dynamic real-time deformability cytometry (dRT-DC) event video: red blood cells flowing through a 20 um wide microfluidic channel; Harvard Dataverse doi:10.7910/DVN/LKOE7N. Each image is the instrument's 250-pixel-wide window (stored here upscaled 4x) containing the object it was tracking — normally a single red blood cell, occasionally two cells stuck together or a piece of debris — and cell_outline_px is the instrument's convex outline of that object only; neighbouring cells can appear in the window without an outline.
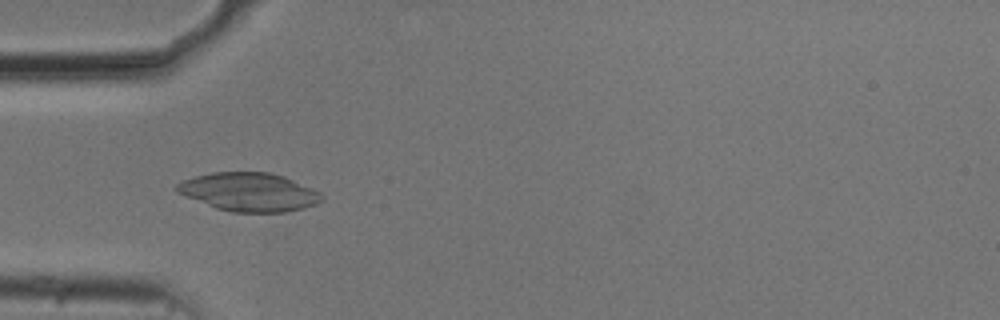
{"species": "common noctule bat (a hibernating species)", "species_latin": "Nyctalus noctula", "temperature_condition": "cold", "stored_images_in_passage": 53, "camera_frame_rate_fps": 3000, "um_per_image_px": 0.085, "animal": {"sex": "male", "body_mass_g": 20.5, "forearm_length_mm": 52.5}, "frame": {"image": 1, "passage_image": 16, "time_ms": 5.0, "image_size_px": [1000, 320], "cell_outline_px": [[324, 200], [316, 204], [304, 208], [284, 212], [232, 212], [216, 208], [184, 196], [176, 192], [176, 184], [184, 180], [196, 176], [212, 172], [268, 172], [284, 176], [312, 188], [320, 192], [324, 196]], "centroid_in_image_um": [21.19, 16.32], "position_along_channel_um": 63.8, "area_um2": 32.54}}
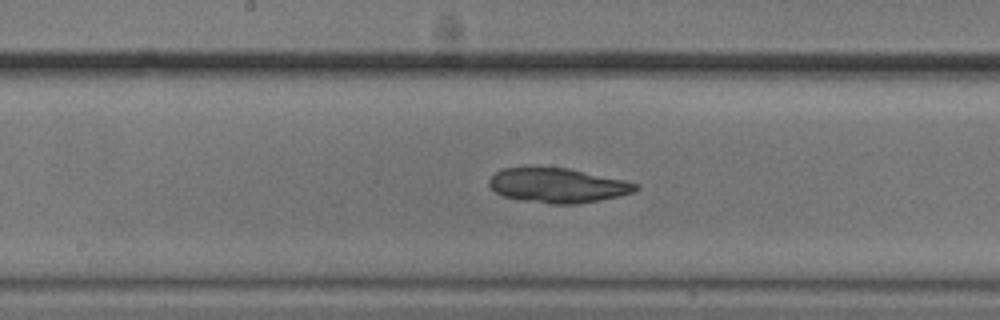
{"frame": {"image": 2, "passage_image": 27, "time_ms": 8.667, "image_size_px": [1000, 320], "cell_outline_px": [[640, 188], [632, 192], [600, 200], [576, 204], [552, 204], [520, 200], [504, 196], [496, 192], [488, 184], [488, 180], [496, 172], [504, 168], [568, 168], [624, 180], [640, 184]], "centroid_in_image_um": [47.41, 15.77], "position_along_channel_um": 200.8, "area_um2": 29.25}}
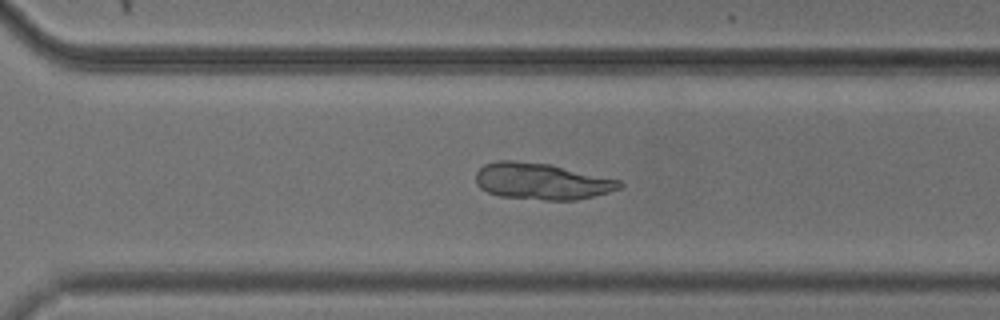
{"frame": {"image": 3, "passage_image": 37, "time_ms": 12.0, "image_size_px": [1000, 320], "cell_outline_px": [[624, 184], [620, 188], [608, 192], [576, 200], [544, 200], [500, 196], [488, 192], [480, 188], [476, 184], [476, 172], [484, 164], [500, 160], [516, 160], [552, 164], [620, 180]], "centroid_in_image_um": [46.03, 15.4], "position_along_channel_um": 324.6, "area_um2": 30.69}}